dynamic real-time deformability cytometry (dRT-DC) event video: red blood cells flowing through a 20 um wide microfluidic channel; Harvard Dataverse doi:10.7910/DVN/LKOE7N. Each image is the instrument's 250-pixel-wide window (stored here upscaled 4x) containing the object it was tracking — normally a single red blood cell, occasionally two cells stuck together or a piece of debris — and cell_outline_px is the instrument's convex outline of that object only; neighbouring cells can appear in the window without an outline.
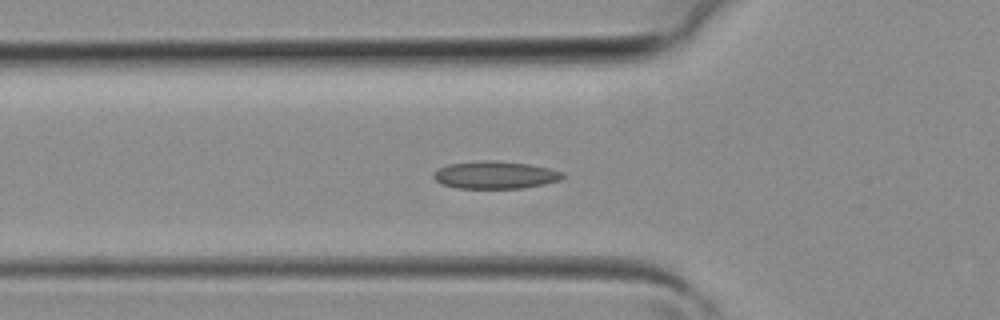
{"species": "common noctule bat (a hibernating species)", "species_latin": "Nyctalus noctula", "temperature_condition": "room temperature", "stored_images_in_passage": 35, "camera_frame_rate_fps": 3000, "um_per_image_px": 0.085, "animal": {"sex": "female", "body_mass_g": 19.3, "forearm_length_mm": 54.1}, "frame": {"image": 1, "passage_image": 13, "time_ms": 4.0, "image_size_px": [1000, 320], "cell_outline_px": [[564, 176], [560, 180], [544, 184], [524, 188], [456, 188], [440, 184], [432, 176], [440, 168], [448, 164], [484, 160], [492, 160], [528, 164], [548, 168], [564, 172]], "centroid_in_image_um": [42.09, 14.88], "position_along_channel_um": 83.7, "area_um2": 20.63}}
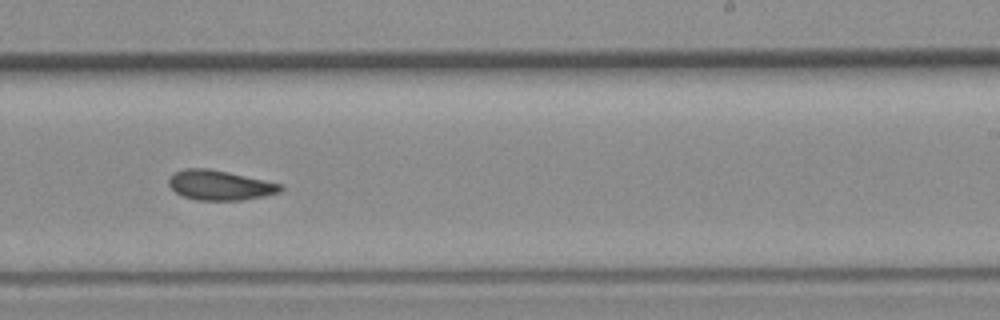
{"frame": {"image": 2, "passage_image": 24, "time_ms": 7.667, "image_size_px": [1000, 320], "cell_outline_px": [[284, 188], [280, 192], [264, 196], [240, 200], [196, 200], [184, 196], [176, 192], [168, 184], [168, 180], [176, 172], [184, 168], [208, 168], [228, 172], [284, 184]], "centroid_in_image_um": [18.72, 15.74], "position_along_channel_um": 270.3, "area_um2": 19.36}}
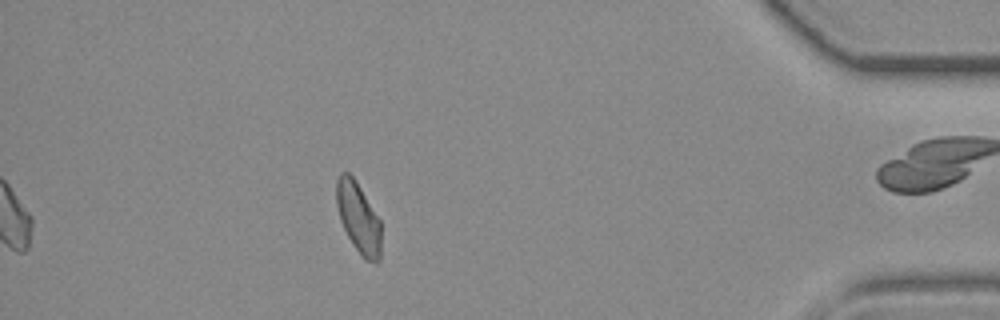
{"frame": {"image": 3, "passage_image": 35, "time_ms": 11.333, "image_size_px": [1000, 320], "cell_outline_px": [[380, 260], [376, 264], [364, 260], [352, 244], [340, 220], [336, 204], [336, 180], [340, 172], [348, 172], [356, 180], [380, 220]], "centroid_in_image_um": [30.45, 18.52], "position_along_channel_um": 404.7, "area_um2": 18.5}}